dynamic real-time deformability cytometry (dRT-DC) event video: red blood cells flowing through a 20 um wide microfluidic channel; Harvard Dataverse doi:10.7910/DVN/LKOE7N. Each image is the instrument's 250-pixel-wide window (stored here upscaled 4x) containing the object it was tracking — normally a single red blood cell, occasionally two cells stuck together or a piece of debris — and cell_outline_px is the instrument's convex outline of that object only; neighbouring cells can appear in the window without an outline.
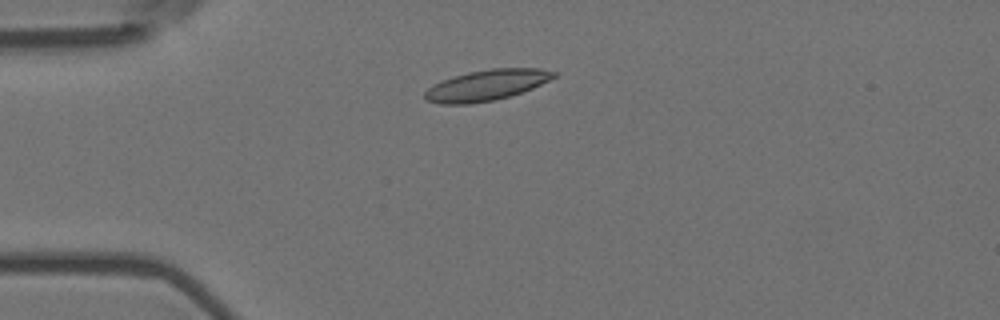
{"species": "Egyptian fruit bat (a non-hibernating species)", "species_latin": "Rousettus aegyptiacus", "temperature_condition": "room temperature", "stored_images_in_passage": 11, "camera_frame_rate_fps": 3000, "um_per_image_px": 0.085, "animal": {"sex": "female"}, "frame": {"image": 1, "passage_image": 2, "time_ms": 0.333, "image_size_px": [1000, 320], "cell_outline_px": [[560, 72], [556, 76], [532, 88], [496, 100], [472, 104], [440, 104], [424, 100], [424, 92], [432, 84], [468, 72], [492, 68], [540, 68]], "centroid_in_image_um": [41.34, 7.24], "position_along_channel_um": 43.7, "area_um2": 23.12}}
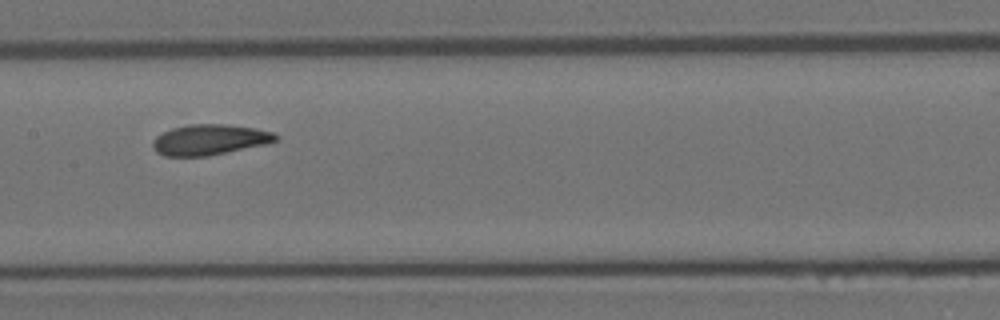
{"frame": {"image": 2, "passage_image": 6, "time_ms": 1.667, "image_size_px": [1000, 320], "cell_outline_px": [[280, 136], [276, 140], [264, 144], [208, 156], [164, 156], [156, 152], [152, 148], [152, 140], [156, 136], [172, 128], [188, 124], [224, 124], [256, 128], [272, 132]], "centroid_in_image_um": [17.77, 11.87], "position_along_channel_um": 189.6, "area_um2": 21.85}}
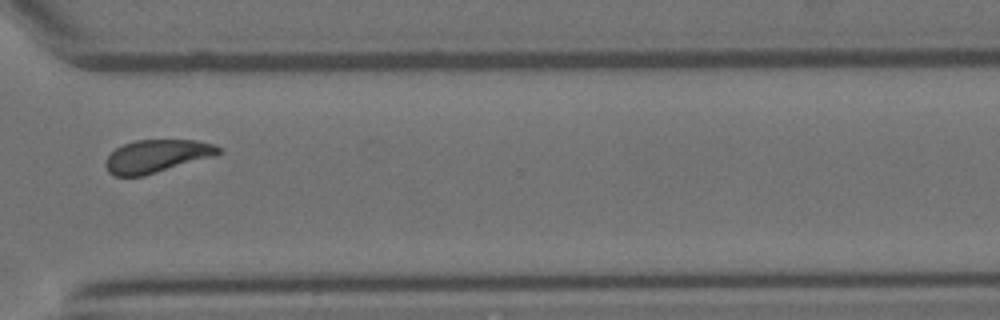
{"frame": {"image": 3, "passage_image": 10, "time_ms": 3.0, "image_size_px": [1000, 320], "cell_outline_px": [[224, 152], [216, 156], [144, 176], [116, 176], [108, 172], [104, 164], [108, 156], [116, 148], [124, 144], [136, 140], [196, 140], [212, 144], [224, 148]], "centroid_in_image_um": [13.38, 13.27], "position_along_channel_um": 357.2, "area_um2": 21.85}}